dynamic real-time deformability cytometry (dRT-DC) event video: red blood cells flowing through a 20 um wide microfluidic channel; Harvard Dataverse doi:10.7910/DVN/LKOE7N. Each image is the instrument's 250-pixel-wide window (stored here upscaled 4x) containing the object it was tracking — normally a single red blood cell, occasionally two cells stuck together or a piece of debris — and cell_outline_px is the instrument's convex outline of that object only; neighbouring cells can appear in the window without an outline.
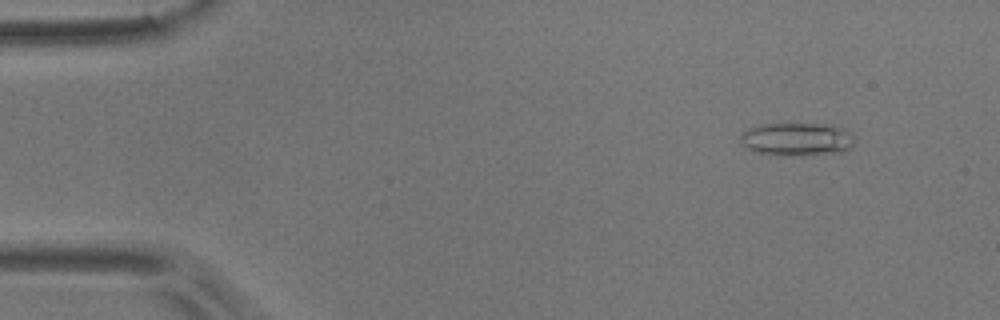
{"species": "common noctule bat (a hibernating species)", "species_latin": "Nyctalus noctula", "temperature_condition": "room temperature", "stored_images_in_passage": 54, "camera_frame_rate_fps": 3000, "um_per_image_px": 0.085, "animal": {"sex": "male", "body_mass_g": 17.9}, "frame": {"image": 1, "passage_image": 6, "time_ms": 1.667, "image_size_px": [1000, 320], "cell_outline_px": [[852, 144], [848, 148], [840, 152], [792, 156], [776, 156], [756, 152], [748, 148], [740, 140], [740, 136], [744, 132], [760, 124], [832, 124], [848, 132], [852, 136]], "centroid_in_image_um": [67.7, 11.84], "position_along_channel_um": 17.3, "area_um2": 21.73}}
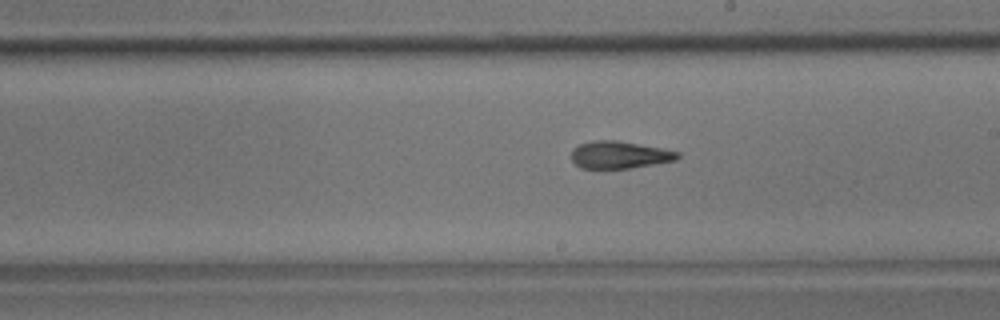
{"frame": {"image": 2, "passage_image": 31, "time_ms": 10.0, "image_size_px": [1000, 320], "cell_outline_px": [[680, 156], [676, 160], [628, 168], [580, 168], [572, 160], [572, 148], [580, 144], [592, 140], [616, 140], [660, 148], [680, 152]], "centroid_in_image_um": [52.63, 13.15], "position_along_channel_um": 236.4, "area_um2": 16.7}}
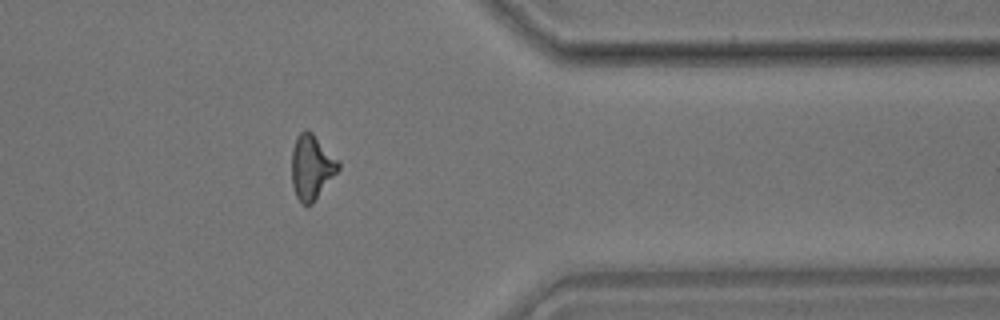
{"frame": {"image": 3, "passage_image": 44, "time_ms": 14.333, "image_size_px": [1000, 320], "cell_outline_px": [[340, 168], [312, 204], [304, 204], [296, 196], [292, 184], [292, 148], [296, 136], [304, 128], [312, 132], [340, 160]], "centroid_in_image_um": [26.49, 14.15], "position_along_channel_um": 384.9, "area_um2": 17.69}, "authors_computed_cell_mechanics": {"area_um2": 17.629, "velocity_mm_per_s": 3.7429, "shape_relaxation_time_tau1_ms": 10.2933, "shape_relaxation_time_tau2_ms": 3.7491, "deformation_change_tau1": 0.2408, "deformation_change_tau2": 0.1415}}